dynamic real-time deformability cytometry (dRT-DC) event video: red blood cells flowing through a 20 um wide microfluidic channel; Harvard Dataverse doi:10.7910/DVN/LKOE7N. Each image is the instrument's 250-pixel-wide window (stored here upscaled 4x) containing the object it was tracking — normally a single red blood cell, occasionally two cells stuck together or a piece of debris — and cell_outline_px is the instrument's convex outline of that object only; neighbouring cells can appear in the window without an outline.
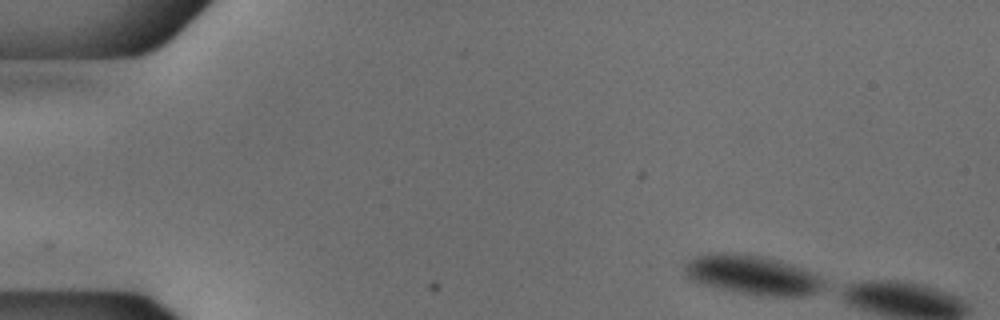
{"species": "common noctule bat (a hibernating species)", "species_latin": "Nyctalus noctula", "temperature_condition": "cold", "stored_images_in_passage": 6, "camera_frame_rate_fps": 3000, "um_per_image_px": 0.085, "animal": {"sex": "male", "body_mass_g": 18.8}, "frame": {"image": 1, "passage_image": 1, "time_ms": 0.0, "image_size_px": [1000, 320], "cell_outline_px": [[824, 288], [816, 292], [804, 296], [756, 296], [732, 292], [704, 284], [692, 280], [684, 272], [684, 264], [692, 256], [712, 252], [732, 252], [764, 256], [792, 264], [820, 276], [824, 280]], "centroid_in_image_um": [63.93, 23.36], "position_along_channel_um": 21.1, "area_um2": 32.43}}